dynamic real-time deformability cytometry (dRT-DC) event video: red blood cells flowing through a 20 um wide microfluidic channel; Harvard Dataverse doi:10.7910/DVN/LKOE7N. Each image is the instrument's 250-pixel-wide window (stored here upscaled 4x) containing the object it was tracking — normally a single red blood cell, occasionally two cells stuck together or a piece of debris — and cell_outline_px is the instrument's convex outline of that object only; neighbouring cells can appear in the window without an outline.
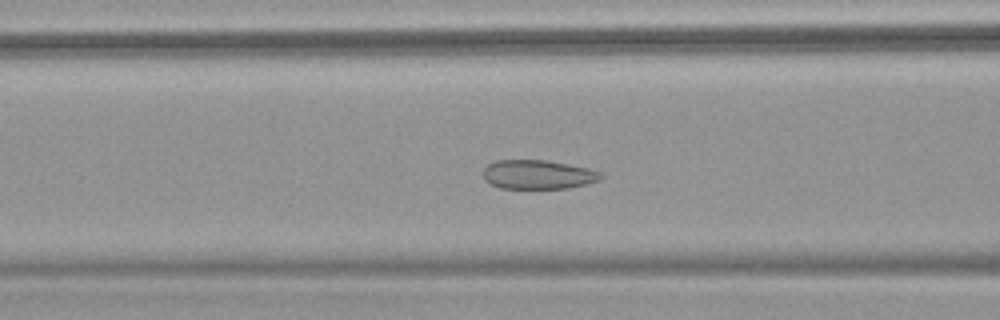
{"species": "common noctule bat (a hibernating species)", "species_latin": "Nyctalus noctula", "temperature_condition": "warm", "stored_images_in_passage": 52, "camera_frame_rate_fps": 3000, "um_per_image_px": 0.085, "animal": {"sex": "female", "body_mass_g": 18.4}, "frame": {"image": 1, "passage_image": 21, "time_ms": 6.667, "image_size_px": [1000, 320], "cell_outline_px": [[604, 176], [600, 180], [568, 188], [500, 188], [484, 180], [484, 168], [488, 164], [496, 160], [544, 160], [568, 164], [588, 168], [600, 172]], "centroid_in_image_um": [45.72, 14.83], "position_along_channel_um": 120.9, "area_um2": 19.83}}
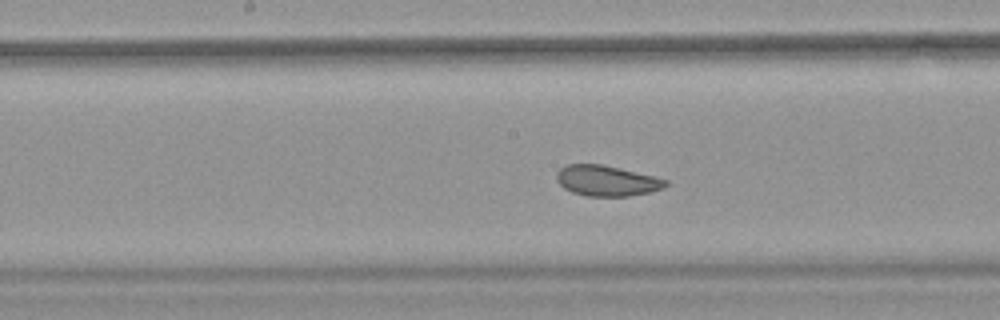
{"frame": {"image": 2, "passage_image": 27, "time_ms": 8.667, "image_size_px": [1000, 320], "cell_outline_px": [[668, 184], [664, 188], [648, 192], [628, 196], [588, 196], [572, 192], [564, 188], [556, 180], [556, 172], [560, 168], [568, 164], [600, 164], [656, 176], [668, 180]], "centroid_in_image_um": [51.57, 15.36], "position_along_channel_um": 196.6, "area_um2": 19.42}}
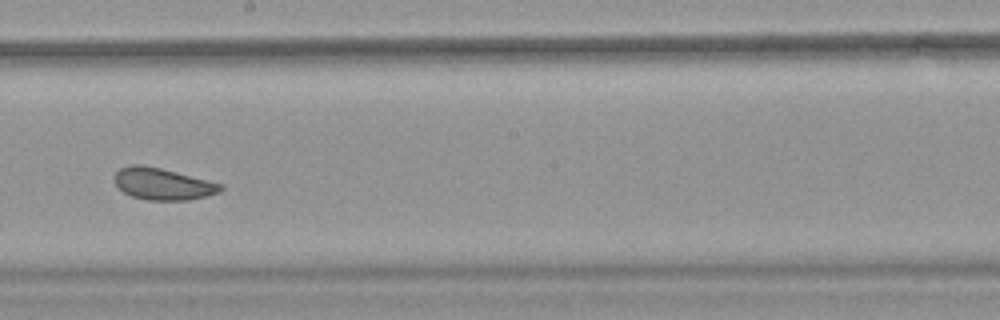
{"frame": {"image": 3, "passage_image": 30, "time_ms": 9.667, "image_size_px": [1000, 320], "cell_outline_px": [[224, 188], [220, 192], [208, 196], [188, 200], [148, 200], [132, 196], [124, 192], [116, 184], [112, 176], [120, 168], [132, 164], [140, 164], [160, 168], [224, 184]], "centroid_in_image_um": [13.85, 15.63], "position_along_channel_um": 234.4, "area_um2": 19.71}, "authors_computed_cell_mechanics": {"area_um2": 22.4553, "velocity_mm_per_s": 3.7981, "shape_relaxation_time_tau1_ms": 7.1897, "shape_relaxation_time_tau2_ms": 1.0328, "deformation_change_tau1": 0.0839, "deformation_change_tau2": 0.0576}}